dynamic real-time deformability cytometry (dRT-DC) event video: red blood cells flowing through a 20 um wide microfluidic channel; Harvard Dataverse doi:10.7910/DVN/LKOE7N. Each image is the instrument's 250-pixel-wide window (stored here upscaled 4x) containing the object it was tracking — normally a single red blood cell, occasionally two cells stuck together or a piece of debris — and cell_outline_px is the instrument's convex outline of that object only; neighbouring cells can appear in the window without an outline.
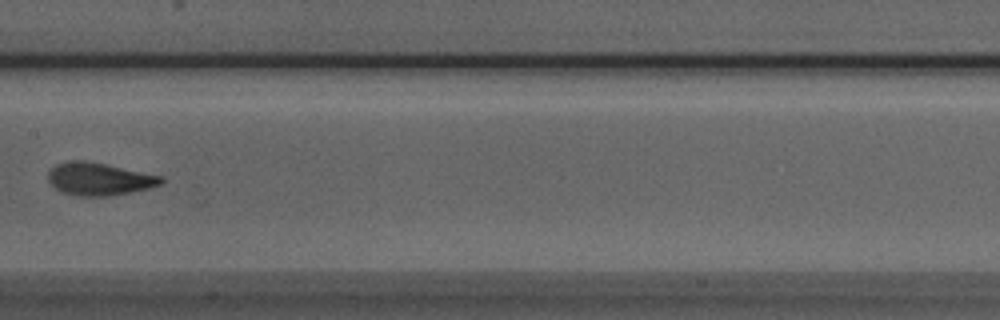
{"species": "Egyptian fruit bat (a non-hibernating species)", "species_latin": "Rousettus aegyptiacus", "temperature_condition": "room temperature", "stored_images_in_passage": 8, "camera_frame_rate_fps": 3000, "um_per_image_px": 0.085, "animal": {"sex": "male"}, "frame": {"image": 1, "passage_image": 8, "time_ms": 2.333, "image_size_px": [1000, 320], "cell_outline_px": [[164, 184], [148, 188], [108, 196], [80, 196], [64, 192], [56, 188], [48, 180], [48, 172], [56, 164], [68, 160], [84, 160], [164, 176]], "centroid_in_image_um": [8.45, 15.2], "position_along_channel_um": 199.0, "area_um2": 21.33}}